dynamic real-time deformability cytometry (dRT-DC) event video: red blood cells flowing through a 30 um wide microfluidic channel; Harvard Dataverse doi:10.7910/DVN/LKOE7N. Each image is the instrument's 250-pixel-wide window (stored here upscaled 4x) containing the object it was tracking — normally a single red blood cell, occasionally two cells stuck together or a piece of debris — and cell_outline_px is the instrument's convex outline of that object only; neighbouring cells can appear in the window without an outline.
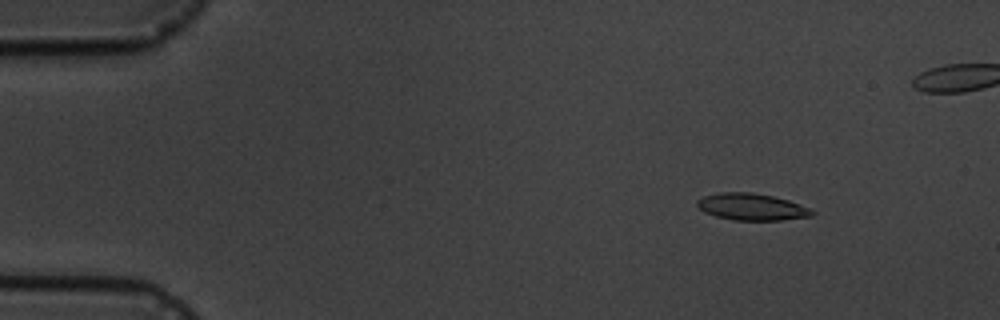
{"species": "common noctule bat (a hibernating species)", "species_latin": "Nyctalus noctula", "temperature_condition": "cold", "stored_images_in_passage": 7, "camera_frame_rate_fps": 3000, "um_per_image_px": 0.085, "animal": {"sex": "male", "body_mass_g": 19.5, "forearm_length_mm": 54.6}, "frame": {"image": 1, "passage_image": 3, "time_ms": 2.333, "image_size_px": [1000, 320], "cell_outline_px": [[816, 212], [812, 216], [780, 220], [732, 220], [716, 216], [704, 212], [696, 204], [696, 200], [704, 196], [720, 192], [752, 192], [772, 196], [788, 200], [808, 208]], "centroid_in_image_um": [63.87, 17.58], "position_along_channel_um": 21.1, "area_um2": 17.86}}